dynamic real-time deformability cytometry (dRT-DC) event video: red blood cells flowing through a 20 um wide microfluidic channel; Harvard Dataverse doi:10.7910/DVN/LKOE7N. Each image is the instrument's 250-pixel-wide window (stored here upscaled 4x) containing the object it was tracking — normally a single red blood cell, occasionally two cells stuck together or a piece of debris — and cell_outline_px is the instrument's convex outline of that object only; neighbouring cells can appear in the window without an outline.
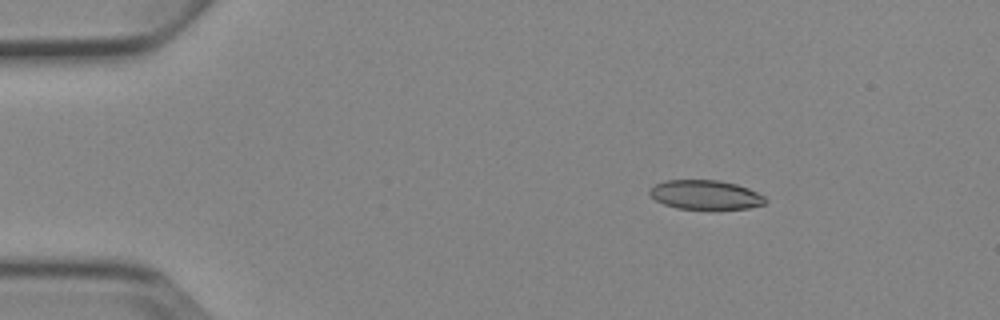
{"species": "Egyptian fruit bat (a non-hibernating species)", "species_latin": "Rousettus aegyptiacus", "temperature_condition": "cold", "stored_images_in_passage": 6, "camera_frame_rate_fps": 3000, "um_per_image_px": 0.085, "animal": {"sex": "female"}, "frame": {"image": 1, "passage_image": 3, "time_ms": 2.333, "image_size_px": [1000, 320], "cell_outline_px": [[768, 200], [764, 204], [748, 208], [712, 212], [676, 208], [664, 204], [656, 200], [648, 192], [656, 184], [664, 180], [720, 180], [736, 184], [748, 188], [764, 196]], "centroid_in_image_um": [60.0, 16.6], "position_along_channel_um": 25.0, "area_um2": 20.46}}
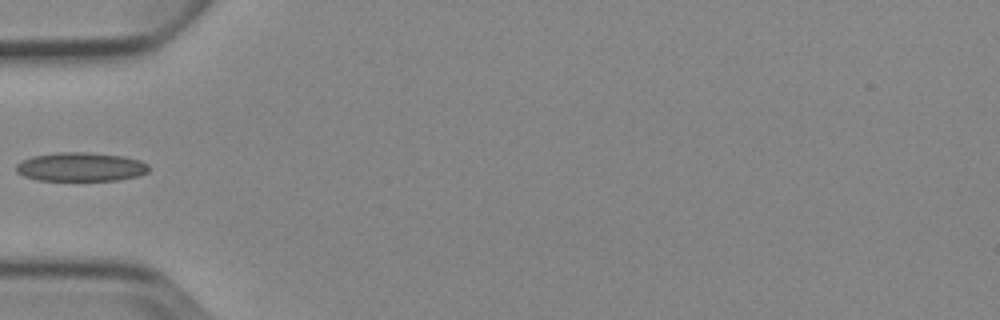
{"frame": {"image": 2, "passage_image": 6, "time_ms": 5.667, "image_size_px": [1000, 320], "cell_outline_px": [[148, 172], [140, 176], [116, 180], [40, 180], [24, 176], [16, 172], [16, 164], [20, 160], [32, 156], [56, 152], [88, 152], [124, 156], [140, 160], [148, 164]], "centroid_in_image_um": [6.86, 14.17], "position_along_channel_um": 78.1, "area_um2": 22.48}}